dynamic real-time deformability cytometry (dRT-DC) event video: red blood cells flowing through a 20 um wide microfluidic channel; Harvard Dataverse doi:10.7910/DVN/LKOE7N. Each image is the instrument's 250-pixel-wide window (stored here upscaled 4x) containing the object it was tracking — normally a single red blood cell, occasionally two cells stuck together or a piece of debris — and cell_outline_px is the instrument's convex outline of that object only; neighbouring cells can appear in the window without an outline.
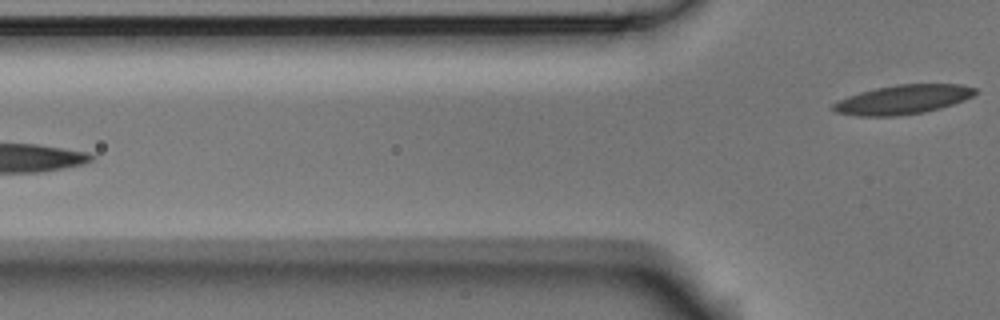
{"species": "Egyptian fruit bat (a non-hibernating species)", "species_latin": "Rousettus aegyptiacus", "temperature_condition": "room temperature", "stored_images_in_passage": 7, "camera_frame_rate_fps": 3000, "um_per_image_px": 0.085, "animal": {"sex": "male"}, "frame": {"image": 1, "passage_image": 7, "time_ms": 2.0, "image_size_px": [1000, 320], "cell_outline_px": [[980, 92], [964, 100], [940, 108], [924, 112], [896, 116], [856, 116], [832, 112], [832, 104], [848, 96], [860, 92], [876, 88], [896, 84], [960, 84], [976, 88]], "centroid_in_image_um": [76.74, 8.46], "position_along_channel_um": 49.1, "area_um2": 24.28}}